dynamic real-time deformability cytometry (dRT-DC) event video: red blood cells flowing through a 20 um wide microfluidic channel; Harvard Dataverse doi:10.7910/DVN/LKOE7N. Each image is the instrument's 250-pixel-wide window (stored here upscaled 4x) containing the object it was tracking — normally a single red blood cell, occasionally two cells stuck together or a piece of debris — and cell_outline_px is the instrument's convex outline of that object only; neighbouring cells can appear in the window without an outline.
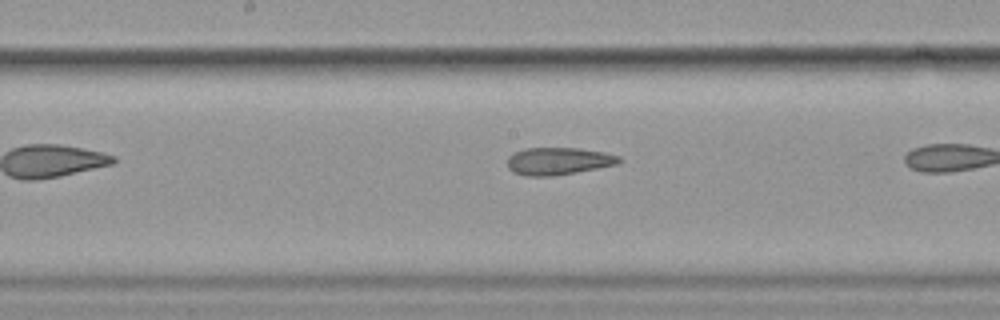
{"species": "common noctule bat (a hibernating species)", "species_latin": "Nyctalus noctula", "temperature_condition": "cold", "stored_images_in_passage": 15, "camera_frame_rate_fps": 3000, "um_per_image_px": 0.085, "animal": {"sex": "female", "body_mass_g": 19.9}, "frame": {"image": 1, "passage_image": 9, "time_ms": 2.667, "image_size_px": [1000, 320], "cell_outline_px": [[624, 160], [620, 164], [576, 172], [552, 176], [528, 176], [512, 172], [508, 168], [508, 156], [524, 148], [580, 148], [604, 152], [620, 156]], "centroid_in_image_um": [47.51, 13.69], "position_along_channel_um": 200.7, "area_um2": 17.98}}